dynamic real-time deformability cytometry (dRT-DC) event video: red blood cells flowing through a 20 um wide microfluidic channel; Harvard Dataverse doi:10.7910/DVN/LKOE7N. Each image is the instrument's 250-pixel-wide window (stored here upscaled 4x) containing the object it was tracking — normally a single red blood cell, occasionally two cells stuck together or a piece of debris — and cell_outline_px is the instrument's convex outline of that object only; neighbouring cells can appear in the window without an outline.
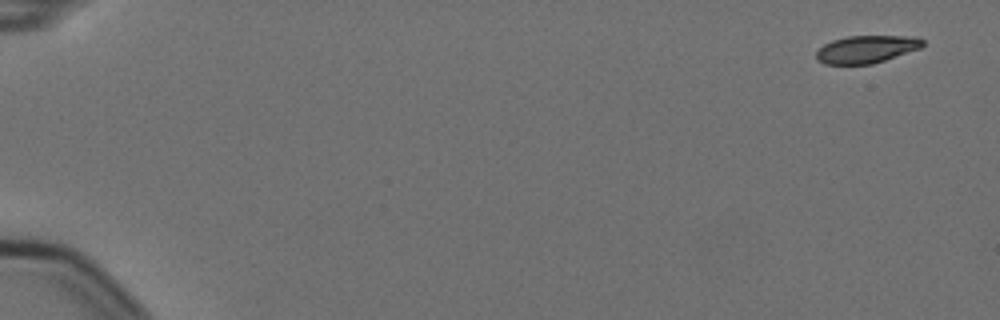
{"species": "Egyptian fruit bat (a non-hibernating species)", "species_latin": "Rousettus aegyptiacus", "temperature_condition": "cold", "stored_images_in_passage": 5, "camera_frame_rate_fps": 3000, "um_per_image_px": 0.085, "animal": {"sex": "female"}, "frame": {"image": 1, "passage_image": 1, "time_ms": 0.0, "image_size_px": [1000, 320], "cell_outline_px": [[924, 44], [920, 48], [872, 64], [824, 64], [816, 60], [816, 52], [824, 44], [832, 40], [848, 36], [912, 36], [924, 40]], "centroid_in_image_um": [73.62, 4.18], "position_along_channel_um": 11.4, "area_um2": 16.99}}
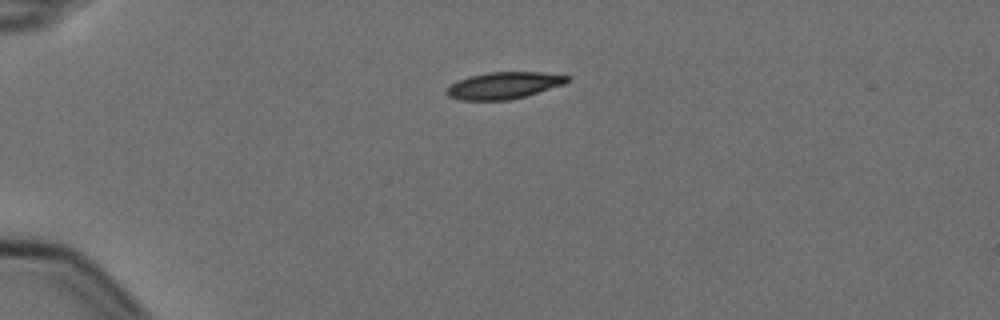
{"frame": {"image": 2, "passage_image": 4, "time_ms": 1.0, "image_size_px": [1000, 320], "cell_outline_px": [[568, 80], [564, 84], [524, 96], [508, 100], [460, 100], [448, 96], [444, 92], [452, 84], [468, 76], [488, 72], [540, 72], [568, 76]], "centroid_in_image_um": [42.78, 7.26], "position_along_channel_um": 42.2, "area_um2": 18.55}}